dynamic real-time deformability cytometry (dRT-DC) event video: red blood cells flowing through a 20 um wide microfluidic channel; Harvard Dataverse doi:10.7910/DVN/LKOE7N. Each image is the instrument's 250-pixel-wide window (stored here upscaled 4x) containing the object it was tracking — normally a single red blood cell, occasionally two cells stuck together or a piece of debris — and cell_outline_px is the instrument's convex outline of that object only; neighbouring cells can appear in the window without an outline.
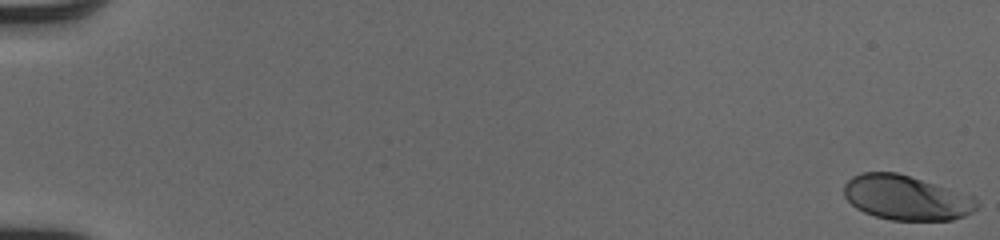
{"species": "human", "species_latin": "Homo sapiens", "temperature_condition": "cold", "stored_images_in_passage": 53, "camera_frame_rate_fps": 3000, "um_per_image_px": 0.085, "donor": {"sex": "male"}, "frame": {"image": 1, "passage_image": 1, "time_ms": 0.0, "image_size_px": [1000, 240], "cell_outline_px": [[980, 204], [972, 212], [964, 216], [952, 220], [892, 220], [876, 216], [864, 212], [856, 208], [844, 196], [844, 184], [852, 176], [860, 172], [896, 172], [976, 196]], "centroid_in_image_um": [77.05, 16.8], "position_along_channel_um": 7.9, "area_um2": 34.74}}
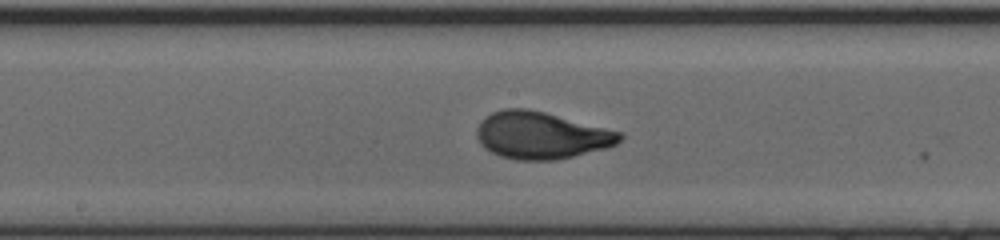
{"frame": {"image": 2, "passage_image": 30, "time_ms": 9.667, "image_size_px": [1000, 240], "cell_outline_px": [[624, 136], [616, 144], [604, 148], [556, 160], [516, 160], [500, 156], [484, 148], [480, 144], [476, 136], [476, 128], [480, 120], [484, 116], [492, 112], [504, 108], [528, 108], [624, 132]], "centroid_in_image_um": [45.96, 11.49], "position_along_channel_um": 202.2, "area_um2": 39.42}}
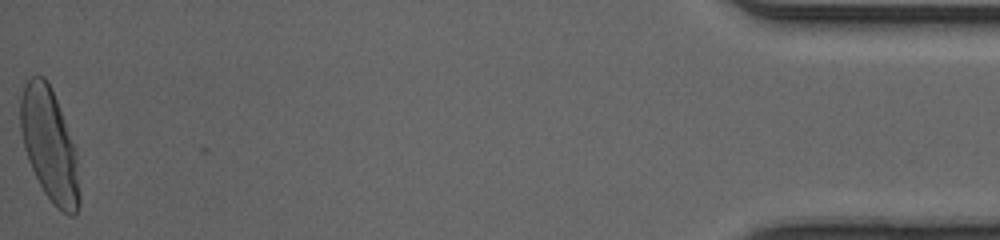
{"frame": {"image": 3, "passage_image": 53, "time_ms": 17.333, "image_size_px": [1000, 240], "cell_outline_px": [[80, 204], [76, 212], [72, 216], [68, 216], [56, 208], [52, 204], [44, 192], [28, 160], [24, 148], [20, 128], [20, 96], [24, 84], [32, 76], [44, 76], [48, 80], [76, 148], [80, 192]], "centroid_in_image_um": [4.21, 12.34], "position_along_channel_um": 431.0, "area_um2": 38.96}, "authors_computed_cell_mechanics": {"area_um2": 37.1654, "velocity_mm_per_s": 4.1014, "shape_relaxation_time_tau1_ms": 3.2236, "shape_relaxation_time_tau2_ms": null, "deformation_change_tau1": 0.1803, "deformation_change_tau2": null}}